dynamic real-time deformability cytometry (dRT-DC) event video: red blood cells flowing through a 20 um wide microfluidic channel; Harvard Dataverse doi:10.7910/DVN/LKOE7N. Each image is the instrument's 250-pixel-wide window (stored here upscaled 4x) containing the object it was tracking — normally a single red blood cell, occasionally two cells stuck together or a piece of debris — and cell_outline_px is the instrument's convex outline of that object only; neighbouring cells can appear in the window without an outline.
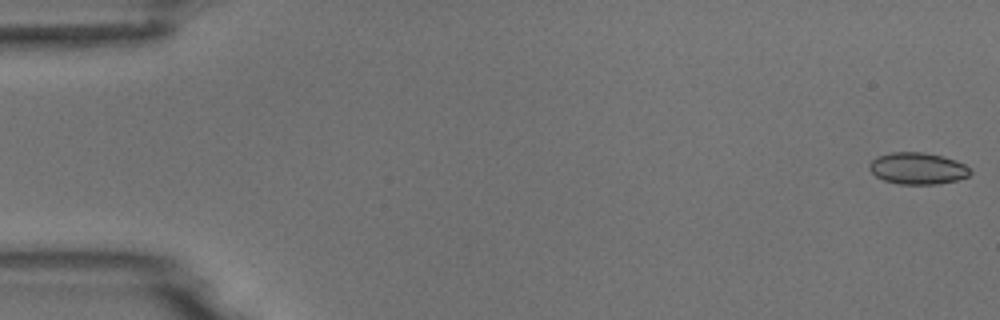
{"species": "common noctule bat (a hibernating species)", "species_latin": "Nyctalus noctula", "temperature_condition": "room temperature", "stored_images_in_passage": 9, "camera_frame_rate_fps": 3000, "um_per_image_px": 0.085, "animal": {"sex": "male", "body_mass_g": 18.8}, "frame": {"image": 1, "passage_image": 1, "time_ms": 0.0, "image_size_px": [1000, 320], "cell_outline_px": [[972, 172], [968, 176], [956, 180], [940, 184], [900, 184], [884, 180], [876, 176], [868, 168], [868, 164], [876, 156], [892, 152], [924, 152], [956, 160], [972, 168]], "centroid_in_image_um": [78.0, 14.31], "position_along_channel_um": 7.0, "area_um2": 18.73}}
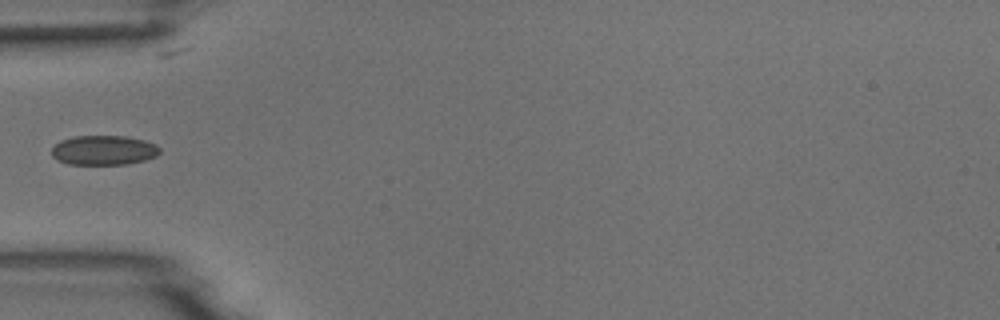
{"frame": {"image": 2, "passage_image": 6, "time_ms": 5.667, "image_size_px": [1000, 320], "cell_outline_px": [[160, 152], [156, 156], [144, 160], [124, 164], [68, 164], [52, 156], [52, 148], [60, 140], [76, 136], [124, 136], [144, 140], [156, 144], [160, 148]], "centroid_in_image_um": [8.83, 12.76], "position_along_channel_um": 76.2, "area_um2": 18.5}}